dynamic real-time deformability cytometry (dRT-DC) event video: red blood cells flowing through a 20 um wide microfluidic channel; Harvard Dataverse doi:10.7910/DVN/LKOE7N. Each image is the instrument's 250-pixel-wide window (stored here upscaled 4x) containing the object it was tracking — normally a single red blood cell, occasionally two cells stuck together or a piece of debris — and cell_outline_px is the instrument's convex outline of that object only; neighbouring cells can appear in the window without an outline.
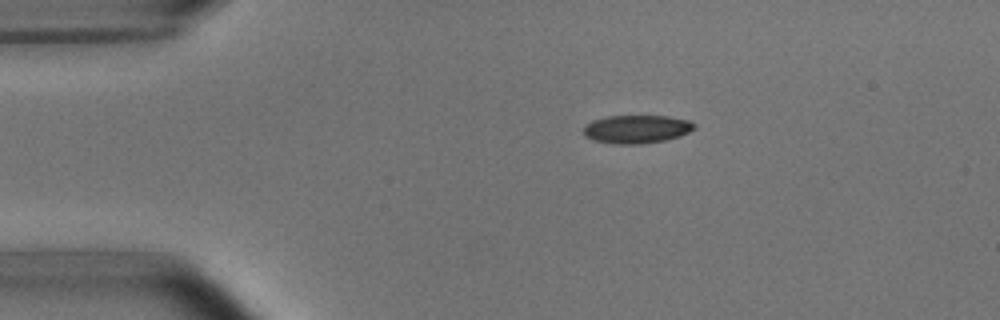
{"species": "common noctule bat (a hibernating species)", "species_latin": "Nyctalus noctula", "temperature_condition": "room temperature", "stored_images_in_passage": 2, "camera_frame_rate_fps": 3000, "um_per_image_px": 0.085, "animal": {"sex": "male", "body_mass_g": 15.6}, "frame": {"image": 1, "passage_image": 1, "time_ms": 0.0, "image_size_px": [1000, 320], "cell_outline_px": [[696, 128], [680, 136], [664, 140], [640, 144], [616, 144], [592, 140], [584, 136], [584, 128], [592, 120], [608, 116], [668, 116], [688, 120], [696, 124]], "centroid_in_image_um": [54.12, 10.97], "position_along_channel_um": 30.9, "area_um2": 18.21}}